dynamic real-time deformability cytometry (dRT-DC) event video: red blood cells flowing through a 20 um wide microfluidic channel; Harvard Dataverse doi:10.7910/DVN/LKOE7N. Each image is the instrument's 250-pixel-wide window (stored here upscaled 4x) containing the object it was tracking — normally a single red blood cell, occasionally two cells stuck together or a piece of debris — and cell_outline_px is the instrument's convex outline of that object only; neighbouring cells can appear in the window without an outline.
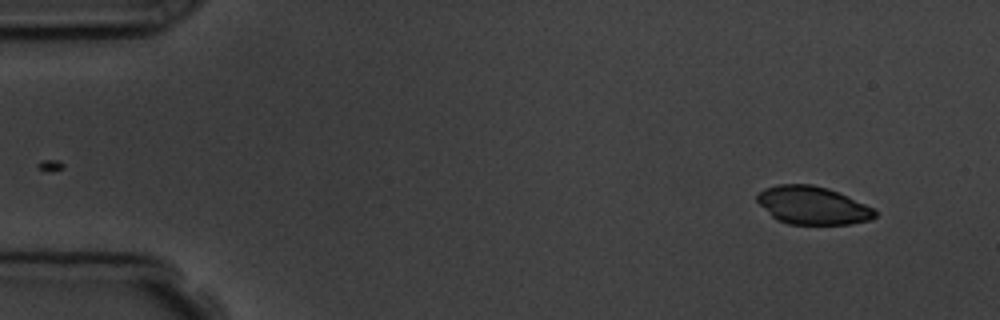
{"species": "common noctule bat (a hibernating species)", "species_latin": "Nyctalus noctula", "temperature_condition": "room temperature", "stored_images_in_passage": 3, "camera_frame_rate_fps": 3000, "um_per_image_px": 0.085, "animal": {"sex": "male", "body_mass_g": 19.5, "forearm_length_mm": 54.6}, "frame": {"image": 1, "passage_image": 1, "time_ms": 0.0, "image_size_px": [1000, 320], "cell_outline_px": [[876, 216], [872, 220], [852, 224], [788, 224], [772, 216], [756, 200], [756, 192], [764, 188], [776, 184], [812, 184], [828, 188], [848, 196], [872, 208], [876, 212]], "centroid_in_image_um": [69.05, 17.45], "position_along_channel_um": 15.9, "area_um2": 26.13}}
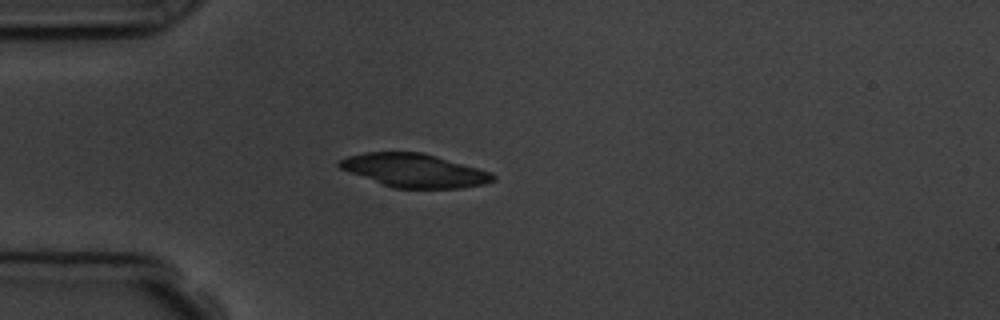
{"frame": {"image": 2, "passage_image": 3, "time_ms": 3.333, "image_size_px": [1000, 320], "cell_outline_px": [[496, 180], [484, 184], [460, 188], [392, 188], [340, 168], [336, 164], [340, 160], [348, 156], [368, 152], [420, 152], [492, 172], [496, 176]], "centroid_in_image_um": [35.23, 14.5], "position_along_channel_um": 49.8, "area_um2": 29.59}}